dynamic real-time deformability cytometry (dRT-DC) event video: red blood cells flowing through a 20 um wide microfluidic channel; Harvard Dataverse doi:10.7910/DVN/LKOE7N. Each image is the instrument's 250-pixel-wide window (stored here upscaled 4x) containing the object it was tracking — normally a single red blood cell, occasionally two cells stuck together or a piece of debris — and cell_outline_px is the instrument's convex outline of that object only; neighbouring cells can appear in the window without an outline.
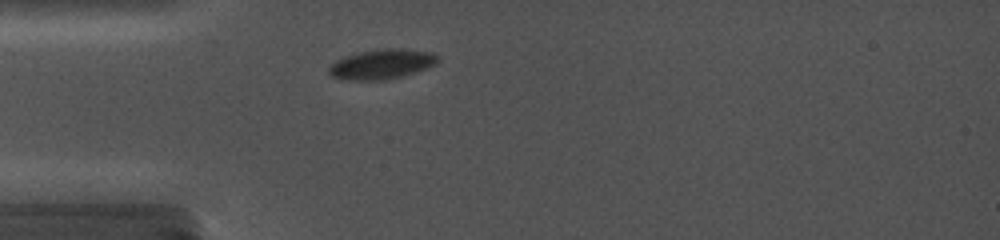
{"species": "common noctule bat (a hibernating species)", "species_latin": "Nyctalus noctula", "temperature_condition": "cold", "stored_images_in_passage": 58, "camera_frame_rate_fps": 5000, "um_per_image_px": 0.085, "animal": {"sex": "female", "body_mass_g": 19.0, "forearm_length_mm": 56.7}, "frame": {"image": 1, "passage_image": 11, "time_ms": 1.6, "image_size_px": [1000, 240], "cell_outline_px": [[440, 60], [436, 64], [428, 68], [400, 76], [384, 80], [344, 80], [332, 76], [328, 72], [328, 68], [336, 60], [344, 56], [356, 52], [384, 48], [400, 48], [432, 52], [440, 56]], "centroid_in_image_um": [32.46, 5.44], "position_along_channel_um": 52.5, "area_um2": 19.13}}
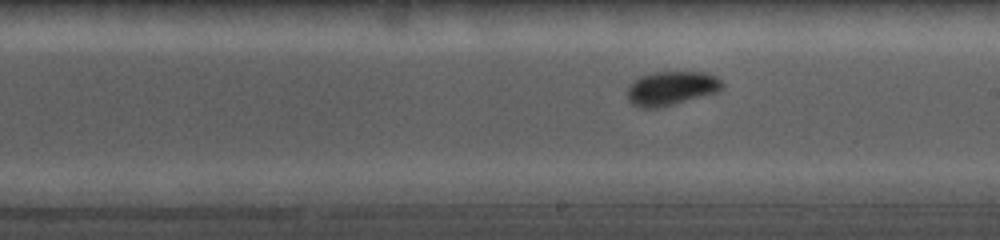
{"frame": {"image": 2, "passage_image": 42, "time_ms": 6.6, "image_size_px": [1000, 240], "cell_outline_px": [[724, 88], [720, 92], [656, 108], [644, 108], [632, 104], [628, 100], [628, 84], [640, 76], [656, 72], [704, 72], [716, 76], [724, 80]], "centroid_in_image_um": [57.11, 7.49], "position_along_channel_um": 231.9, "area_um2": 18.96}}
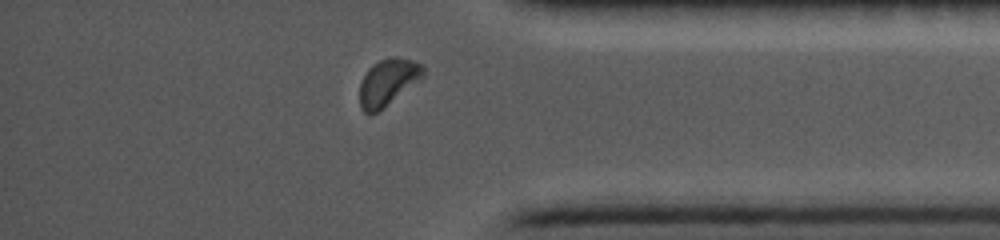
{"frame": {"image": 3, "passage_image": 54, "time_ms": 11.2, "image_size_px": [1000, 240], "cell_outline_px": [[424, 76], [420, 80], [384, 108], [372, 116], [368, 116], [360, 108], [360, 84], [368, 68], [372, 64], [380, 60], [392, 56], [396, 56], [412, 60], [420, 64], [424, 68]], "centroid_in_image_um": [32.95, 7.01], "position_along_channel_um": 402.2, "area_um2": 17.51}}